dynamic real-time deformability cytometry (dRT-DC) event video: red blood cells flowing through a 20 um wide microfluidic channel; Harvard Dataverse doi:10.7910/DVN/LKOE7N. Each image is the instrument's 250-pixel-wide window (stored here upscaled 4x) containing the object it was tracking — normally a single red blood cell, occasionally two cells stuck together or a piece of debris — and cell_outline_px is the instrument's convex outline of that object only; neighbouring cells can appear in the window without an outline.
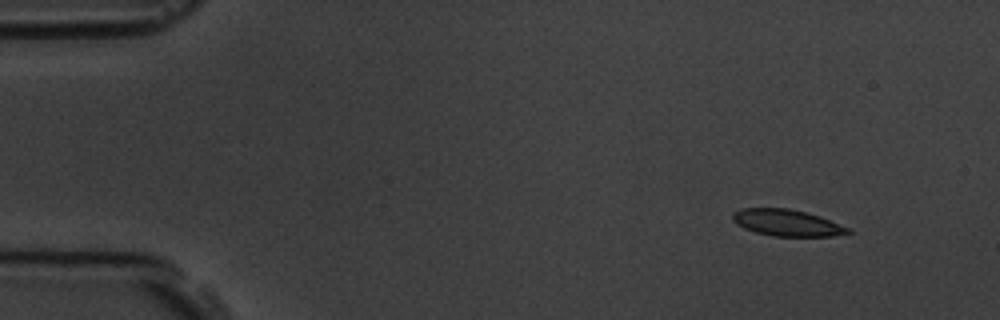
{"species": "common noctule bat (a hibernating species)", "species_latin": "Nyctalus noctula", "temperature_condition": "room temperature", "stored_images_in_passage": 8, "camera_frame_rate_fps": 3000, "um_per_image_px": 0.085, "animal": {"sex": "male", "body_mass_g": 19.5, "forearm_length_mm": 54.6}, "frame": {"image": 1, "passage_image": 2, "time_ms": 1.333, "image_size_px": [1000, 320], "cell_outline_px": [[852, 232], [832, 236], [772, 236], [756, 232], [744, 228], [736, 224], [732, 220], [732, 212], [740, 208], [788, 208], [820, 216], [852, 228]], "centroid_in_image_um": [66.89, 18.93], "position_along_channel_um": 18.1, "area_um2": 17.98}}
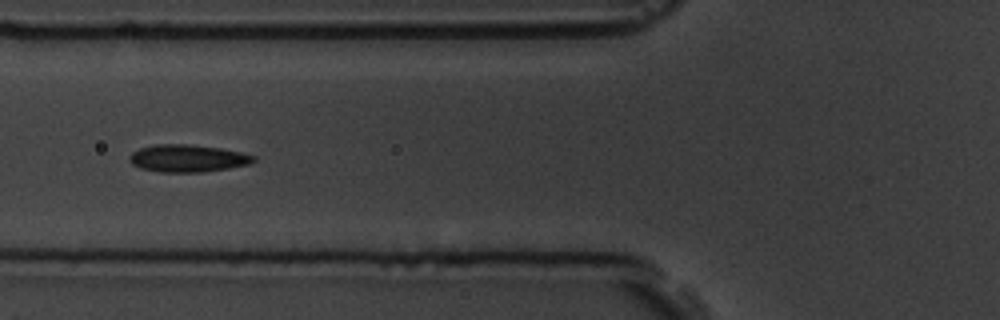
{"frame": {"image": 2, "passage_image": 7, "time_ms": 6.667, "image_size_px": [1000, 320], "cell_outline_px": [[256, 160], [248, 164], [228, 168], [204, 172], [160, 172], [140, 168], [132, 164], [128, 160], [128, 156], [132, 152], [140, 148], [156, 144], [188, 144], [220, 148], [244, 152], [256, 156]], "centroid_in_image_um": [15.94, 13.45], "position_along_channel_um": 109.9, "area_um2": 19.94}}
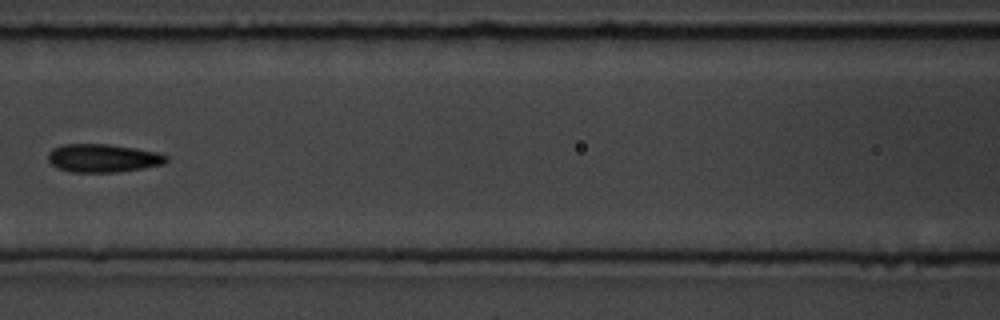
{"frame": {"image": 3, "passage_image": 8, "time_ms": 8.0, "image_size_px": [1000, 320], "cell_outline_px": [[168, 160], [164, 164], [116, 172], [72, 172], [56, 168], [48, 160], [48, 152], [52, 148], [64, 144], [108, 144], [136, 148], [156, 152], [168, 156]], "centroid_in_image_um": [8.72, 13.43], "position_along_channel_um": 157.9, "area_um2": 19.42}}